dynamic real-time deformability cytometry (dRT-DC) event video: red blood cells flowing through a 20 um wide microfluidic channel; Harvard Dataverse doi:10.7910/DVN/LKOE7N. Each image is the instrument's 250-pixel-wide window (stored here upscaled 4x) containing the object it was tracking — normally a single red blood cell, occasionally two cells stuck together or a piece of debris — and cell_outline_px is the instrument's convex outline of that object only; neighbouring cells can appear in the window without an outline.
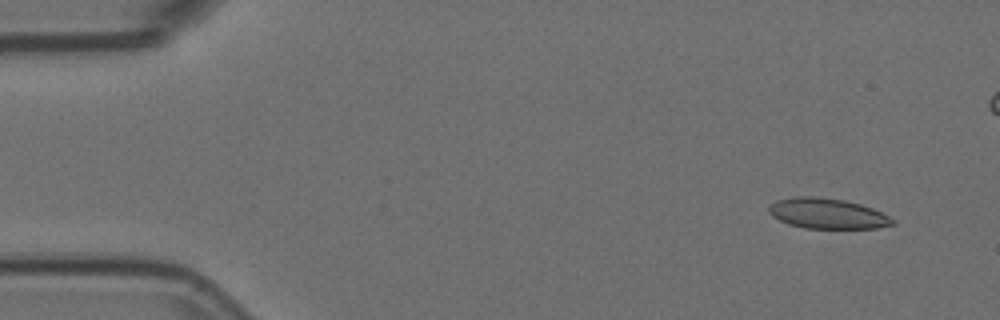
{"species": "Egyptian fruit bat (a non-hibernating species)", "species_latin": "Rousettus aegyptiacus", "temperature_condition": "room temperature", "stored_images_in_passage": 5, "camera_frame_rate_fps": 3000, "um_per_image_px": 0.085, "animal": {"sex": "female"}, "frame": {"image": 1, "passage_image": 1, "time_ms": 0.0, "image_size_px": [1000, 320], "cell_outline_px": [[896, 224], [876, 228], [804, 228], [788, 224], [772, 216], [768, 212], [768, 208], [776, 200], [792, 196], [820, 196], [844, 200], [860, 204], [872, 208], [896, 220]], "centroid_in_image_um": [70.31, 18.14], "position_along_channel_um": 14.7, "area_um2": 22.02}}